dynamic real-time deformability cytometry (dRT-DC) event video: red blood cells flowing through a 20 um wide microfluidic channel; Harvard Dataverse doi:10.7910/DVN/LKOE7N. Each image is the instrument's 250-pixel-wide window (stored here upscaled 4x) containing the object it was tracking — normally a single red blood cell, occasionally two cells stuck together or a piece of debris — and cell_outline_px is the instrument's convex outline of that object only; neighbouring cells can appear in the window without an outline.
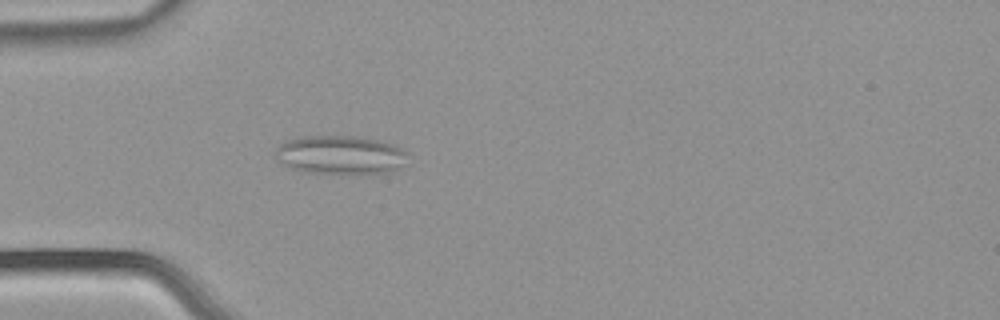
{"species": "common noctule bat (a hibernating species)", "species_latin": "Nyctalus noctula", "temperature_condition": "warm", "stored_images_in_passage": 53, "camera_frame_rate_fps": 3000, "um_per_image_px": 0.085, "animal": {"sex": "male", "body_mass_g": 21.5, "forearm_length_mm": 52.0}, "frame": {"image": 1, "passage_image": 16, "time_ms": 5.0, "image_size_px": [1000, 320], "cell_outline_px": [[408, 152], [396, 168], [384, 172], [304, 172], [292, 168], [284, 164], [276, 156], [276, 148], [280, 144], [288, 140], [300, 136], [352, 136], [376, 140], [400, 148]], "centroid_in_image_um": [28.83, 13.13], "position_along_channel_um": 56.2, "area_um2": 28.55}}
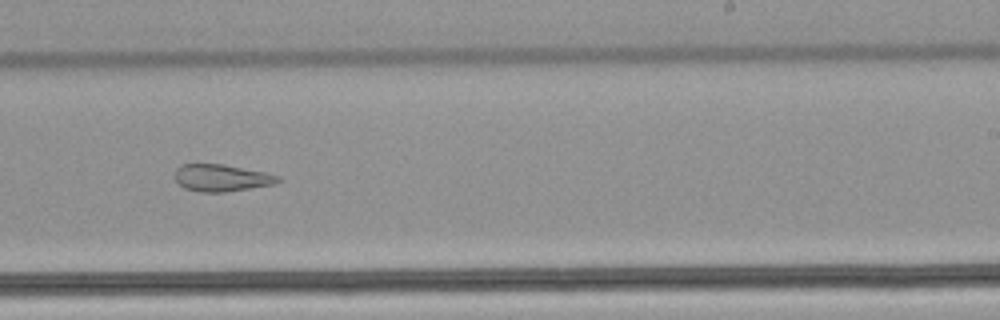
{"frame": {"image": 2, "passage_image": 33, "time_ms": 10.667, "image_size_px": [1000, 320], "cell_outline_px": [[280, 180], [276, 184], [224, 192], [200, 192], [184, 188], [176, 180], [176, 168], [184, 164], [220, 164], [264, 172], [280, 176]], "centroid_in_image_um": [18.84, 15.13], "position_along_channel_um": 270.2, "area_um2": 16.01}}
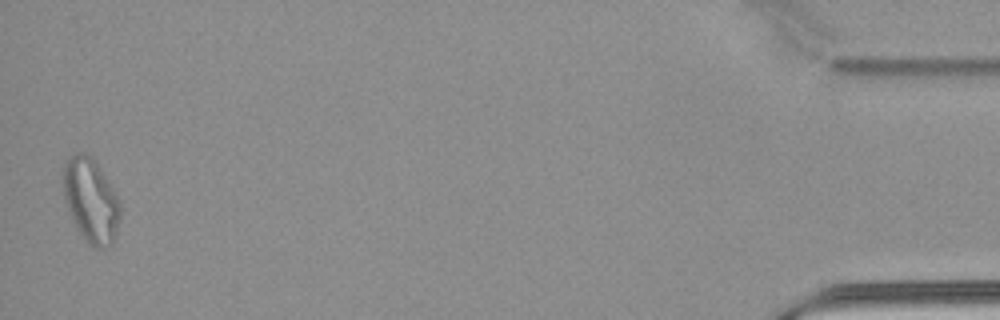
{"frame": {"image": 3, "passage_image": 52, "time_ms": 17.0, "image_size_px": [1000, 320], "cell_outline_px": [[120, 216], [116, 236], [104, 248], [96, 248], [88, 244], [76, 228], [72, 220], [64, 200], [60, 180], [64, 160], [68, 156], [76, 152], [84, 152], [92, 156], [96, 160], [112, 188], [120, 204]], "centroid_in_image_um": [7.65, 16.97], "position_along_channel_um": 427.5, "area_um2": 28.55}, "authors_computed_cell_mechanics": {"area_um2": 23.7558, "velocity_mm_per_s": 3.9147, "shape_relaxation_time_tau1_ms": null, "shape_relaxation_time_tau2_ms": 2.5534, "deformation_change_tau1": null, "deformation_change_tau2": 0.1263}}